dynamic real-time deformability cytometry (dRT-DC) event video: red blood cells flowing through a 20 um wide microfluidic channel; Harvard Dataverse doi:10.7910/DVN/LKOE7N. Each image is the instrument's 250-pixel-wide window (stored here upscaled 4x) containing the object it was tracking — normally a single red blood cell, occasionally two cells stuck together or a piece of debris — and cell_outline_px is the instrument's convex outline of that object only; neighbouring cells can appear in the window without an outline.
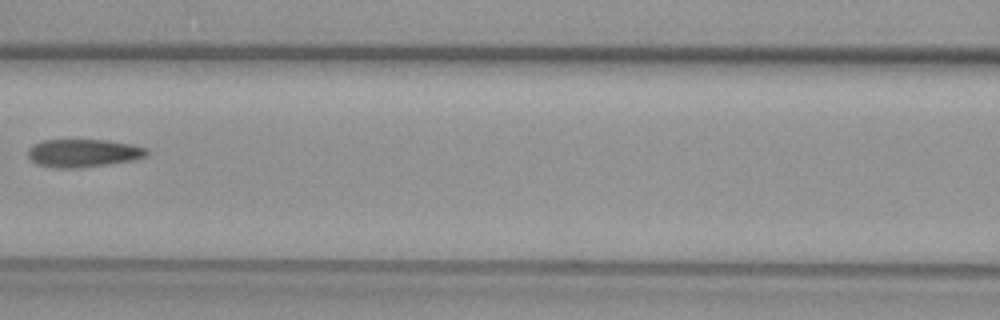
{"species": "common noctule bat (a hibernating species)", "species_latin": "Nyctalus noctula", "temperature_condition": "warm", "stored_images_in_passage": 8, "camera_frame_rate_fps": 3000, "um_per_image_px": 0.085, "animal": {"sex": "female", "body_mass_g": 29.2, "forearm_length_mm": 56.3}, "frame": {"image": 1, "passage_image": 8, "time_ms": 2.333, "image_size_px": [1000, 320], "cell_outline_px": [[148, 156], [136, 160], [80, 168], [52, 168], [36, 164], [28, 156], [28, 148], [32, 144], [40, 140], [108, 140], [132, 144], [148, 148]], "centroid_in_image_um": [7.09, 13.01], "position_along_channel_um": 159.5, "area_um2": 19.77}}